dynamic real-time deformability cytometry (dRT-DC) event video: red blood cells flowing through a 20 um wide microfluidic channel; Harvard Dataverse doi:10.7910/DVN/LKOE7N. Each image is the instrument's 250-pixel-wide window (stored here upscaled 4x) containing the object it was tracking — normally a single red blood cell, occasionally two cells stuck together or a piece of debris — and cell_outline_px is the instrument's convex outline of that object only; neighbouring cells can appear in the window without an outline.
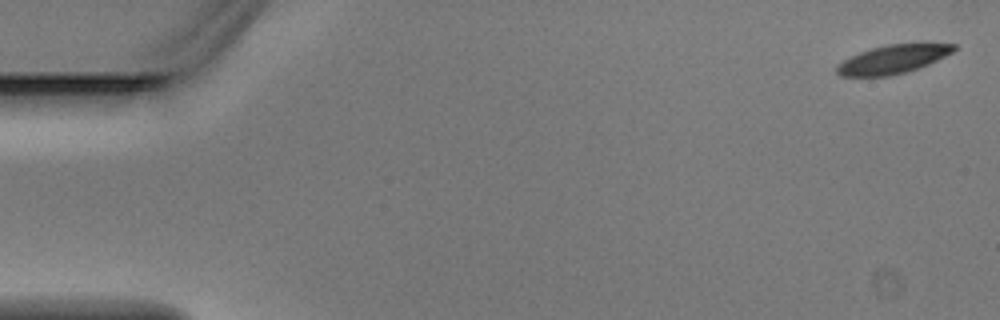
{"species": "Egyptian fruit bat (a non-hibernating species)", "species_latin": "Rousettus aegyptiacus", "temperature_condition": "warm", "stored_images_in_passage": 7, "camera_frame_rate_fps": 3000, "um_per_image_px": 0.085, "animal": {"sex": "male"}, "frame": {"image": 1, "passage_image": 1, "time_ms": 0.0, "image_size_px": [1000, 320], "cell_outline_px": [[956, 48], [952, 52], [928, 64], [908, 72], [888, 76], [840, 76], [836, 72], [836, 64], [860, 52], [872, 48], [888, 44], [956, 44]], "centroid_in_image_um": [75.85, 5.05], "position_along_channel_um": 9.1, "area_um2": 19.19}}
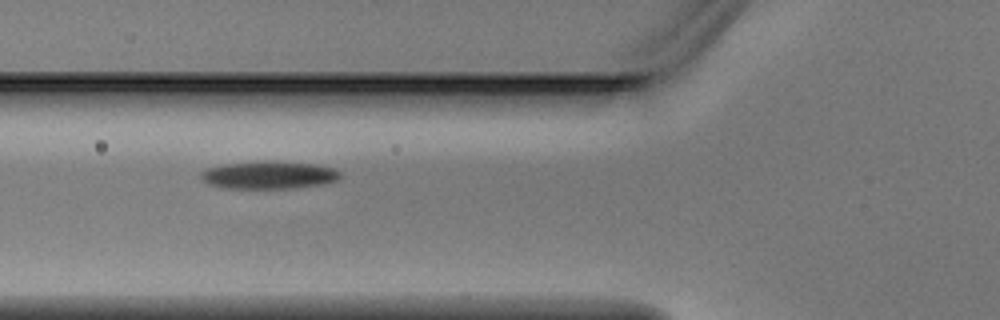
{"frame": {"image": 2, "passage_image": 5, "time_ms": 1.333, "image_size_px": [1000, 320], "cell_outline_px": [[340, 176], [336, 180], [324, 184], [296, 188], [220, 188], [208, 184], [200, 176], [200, 172], [208, 168], [224, 164], [268, 160], [316, 164], [332, 168], [340, 172]], "centroid_in_image_um": [22.84, 14.87], "position_along_channel_um": 103.0, "area_um2": 22.6}}
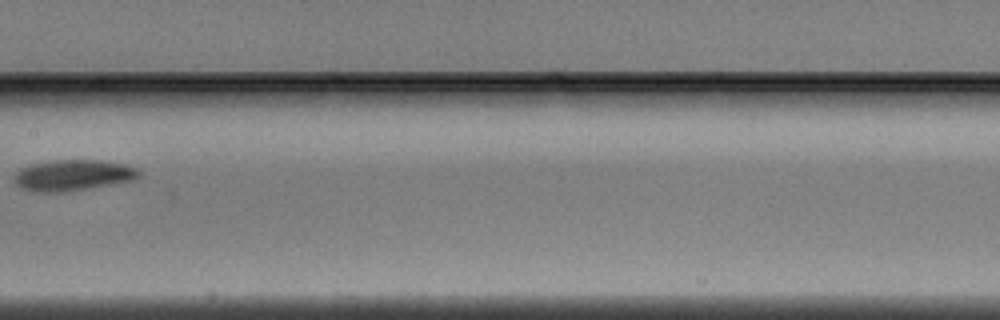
{"frame": {"image": 3, "passage_image": 7, "time_ms": 2.0, "image_size_px": [1000, 320], "cell_outline_px": [[140, 176], [128, 180], [88, 188], [60, 192], [32, 192], [20, 188], [12, 180], [16, 172], [20, 168], [28, 164], [56, 160], [100, 160], [124, 164], [136, 168], [140, 172]], "centroid_in_image_um": [6.09, 14.89], "position_along_channel_um": 201.3, "area_um2": 22.37}}